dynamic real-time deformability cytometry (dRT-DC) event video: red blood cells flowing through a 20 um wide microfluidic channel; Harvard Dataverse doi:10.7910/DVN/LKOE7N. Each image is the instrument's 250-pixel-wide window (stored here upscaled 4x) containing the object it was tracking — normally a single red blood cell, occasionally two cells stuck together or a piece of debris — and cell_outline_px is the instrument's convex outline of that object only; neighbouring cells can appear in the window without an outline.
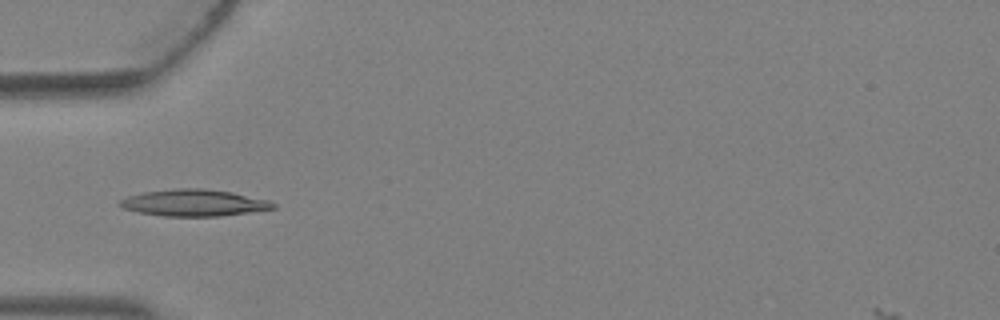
{"species": "Egyptian fruit bat (a non-hibernating species)", "species_latin": "Rousettus aegyptiacus", "temperature_condition": "warm", "stored_images_in_passage": 4, "camera_frame_rate_fps": 3000, "um_per_image_px": 0.085, "animal": {"sex": "female"}, "frame": {"image": 1, "passage_image": 3, "time_ms": 0.667, "image_size_px": [1000, 320], "cell_outline_px": [[276, 208], [220, 216], [164, 216], [136, 212], [120, 208], [116, 204], [120, 200], [128, 196], [144, 192], [176, 188], [204, 188], [232, 192], [268, 200], [276, 204]], "centroid_in_image_um": [16.43, 17.24], "position_along_channel_um": 68.6, "area_um2": 23.93}}
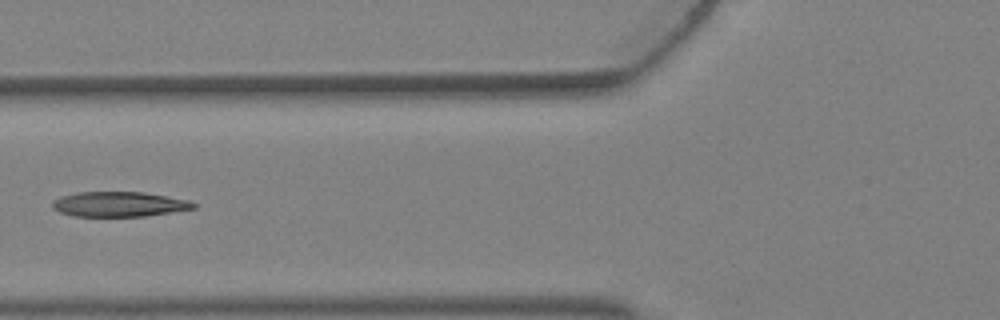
{"frame": {"image": 2, "passage_image": 4, "time_ms": 1.0, "image_size_px": [1000, 320], "cell_outline_px": [[196, 208], [144, 216], [72, 216], [60, 212], [52, 208], [52, 200], [60, 196], [76, 192], [144, 192], [168, 196], [188, 200], [196, 204]], "centroid_in_image_um": [10.08, 17.35], "position_along_channel_um": 115.7, "area_um2": 20.58}}